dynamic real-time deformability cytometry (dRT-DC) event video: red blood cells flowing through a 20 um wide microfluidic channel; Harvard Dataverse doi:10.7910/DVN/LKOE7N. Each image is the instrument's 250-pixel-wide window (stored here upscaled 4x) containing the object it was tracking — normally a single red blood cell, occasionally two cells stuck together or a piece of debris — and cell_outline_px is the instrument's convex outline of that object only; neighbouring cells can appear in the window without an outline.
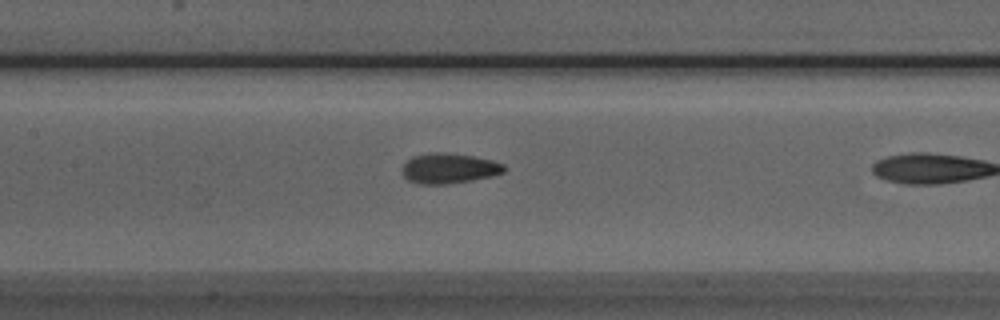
{"species": "Egyptian fruit bat (a non-hibernating species)", "species_latin": "Rousettus aegyptiacus", "temperature_condition": "room temperature", "stored_images_in_passage": 9, "camera_frame_rate_fps": 3000, "um_per_image_px": 0.085, "animal": {"sex": "male"}, "frame": {"image": 1, "passage_image": 8, "time_ms": 2.333, "image_size_px": [1000, 320], "cell_outline_px": [[508, 168], [504, 172], [492, 176], [472, 180], [448, 184], [420, 184], [408, 180], [400, 172], [400, 168], [412, 156], [432, 152], [444, 152], [472, 156], [492, 160], [504, 164]], "centroid_in_image_um": [38.15, 14.31], "position_along_channel_um": 169.2, "area_um2": 18.15}}